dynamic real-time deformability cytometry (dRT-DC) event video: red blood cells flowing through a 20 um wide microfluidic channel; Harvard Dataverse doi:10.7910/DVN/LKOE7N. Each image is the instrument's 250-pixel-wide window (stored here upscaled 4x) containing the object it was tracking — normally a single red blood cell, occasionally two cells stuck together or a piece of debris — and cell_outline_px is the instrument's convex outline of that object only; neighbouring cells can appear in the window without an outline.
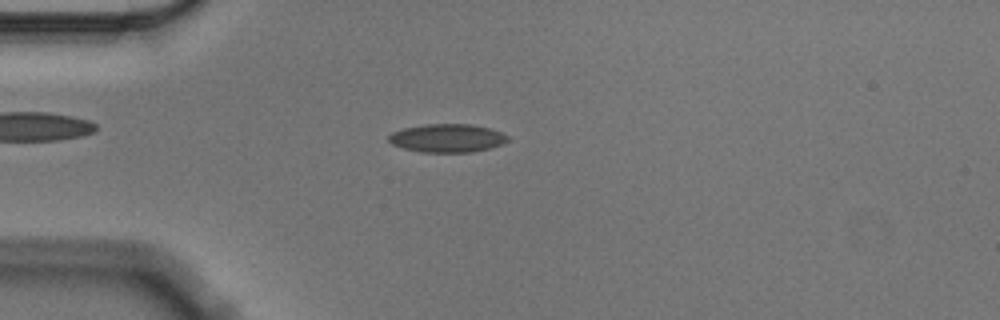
{"species": "Egyptian fruit bat (a non-hibernating species)", "species_latin": "Rousettus aegyptiacus", "temperature_condition": "cold", "stored_images_in_passage": 44, "camera_frame_rate_fps": 3000, "um_per_image_px": 0.085, "animal": {"sex": "male"}, "frame": {"image": 1, "passage_image": 3, "time_ms": 0.667, "image_size_px": [1000, 320], "cell_outline_px": [[508, 140], [500, 144], [488, 148], [472, 152], [420, 152], [404, 148], [392, 144], [388, 140], [388, 136], [392, 132], [404, 128], [428, 124], [472, 124], [488, 128], [500, 132], [508, 136]], "centroid_in_image_um": [37.98, 11.74], "position_along_channel_um": 47.0, "area_um2": 19.42}}
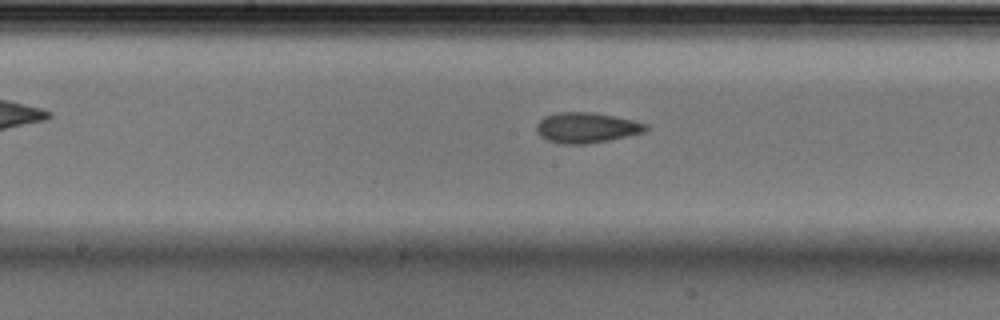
{"frame": {"image": 2, "passage_image": 17, "time_ms": 5.333, "image_size_px": [1000, 320], "cell_outline_px": [[648, 128], [644, 132], [628, 136], [608, 140], [584, 144], [560, 144], [548, 140], [540, 136], [536, 132], [536, 124], [544, 116], [560, 112], [592, 112], [632, 120], [648, 124]], "centroid_in_image_um": [49.82, 10.85], "position_along_channel_um": 198.4, "area_um2": 19.31}}
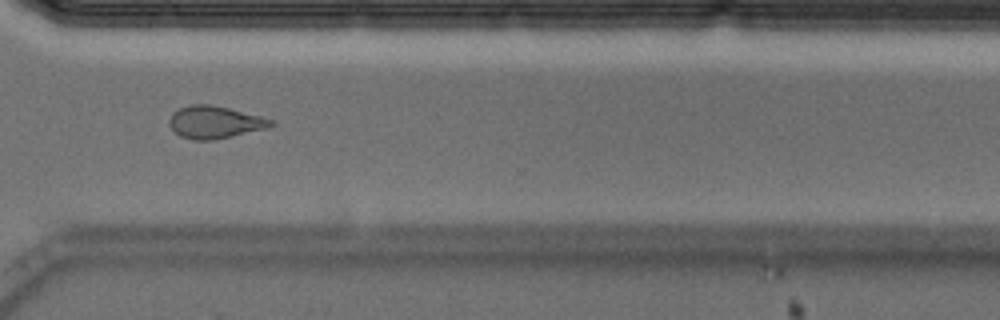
{"frame": {"image": 3, "passage_image": 30, "time_ms": 9.667, "image_size_px": [1000, 320], "cell_outline_px": [[276, 124], [264, 128], [212, 140], [192, 140], [180, 136], [168, 124], [168, 120], [172, 112], [188, 104], [212, 104], [260, 116], [272, 120]], "centroid_in_image_um": [18.18, 10.37], "position_along_channel_um": 352.4, "area_um2": 18.96}, "authors_computed_cell_mechanics": {"area_um2": 19.1607, "velocity_mm_per_s": 3.5669, "shape_relaxation_time_tau1_ms": 8.6506, "shape_relaxation_time_tau2_ms": 2.6327, "deformation_change_tau1": 0.1727, "deformation_change_tau2": 0.0928}}